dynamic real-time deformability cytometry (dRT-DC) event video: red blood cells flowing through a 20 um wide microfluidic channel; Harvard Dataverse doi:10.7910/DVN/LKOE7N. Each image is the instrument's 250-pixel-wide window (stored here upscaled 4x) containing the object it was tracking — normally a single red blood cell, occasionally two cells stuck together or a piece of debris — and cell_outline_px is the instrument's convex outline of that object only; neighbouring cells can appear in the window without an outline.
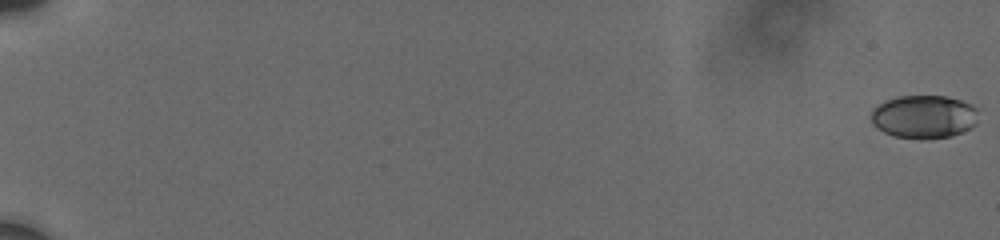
{"species": "human", "species_latin": "Homo sapiens", "temperature_condition": "cold", "stored_images_in_passage": 30, "camera_frame_rate_fps": 3000, "um_per_image_px": 0.085, "donor": {"sex": "male"}, "frame": {"image": 1, "passage_image": 1, "time_ms": 0.0, "image_size_px": [1000, 240], "cell_outline_px": [[980, 108], [976, 124], [972, 128], [952, 136], [928, 140], [920, 140], [892, 136], [876, 128], [872, 124], [872, 108], [896, 96], [948, 96], [972, 104]], "centroid_in_image_um": [78.58, 9.94], "position_along_channel_um": 6.4, "area_um2": 27.69}}
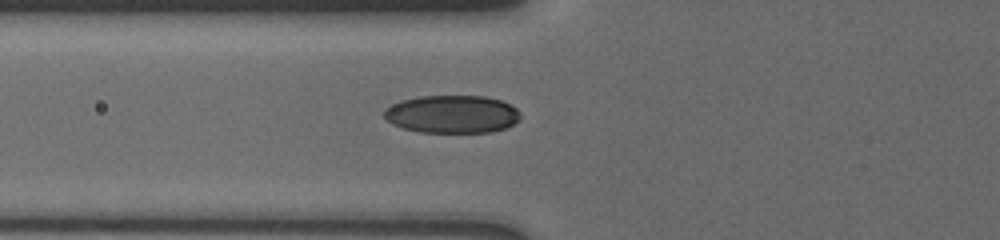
{"frame": {"image": 2, "passage_image": 26, "time_ms": 8.333, "image_size_px": [1000, 240], "cell_outline_px": [[520, 120], [504, 128], [492, 132], [420, 132], [404, 128], [392, 124], [384, 116], [384, 108], [400, 100], [420, 96], [484, 96], [500, 100], [516, 108], [520, 112]], "centroid_in_image_um": [38.41, 9.7], "position_along_channel_um": 87.4, "area_um2": 30.06}}
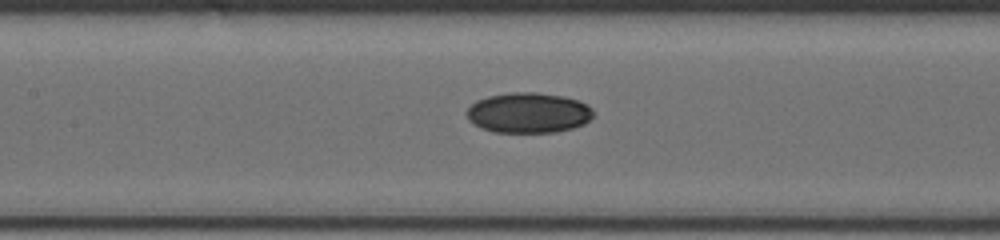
{"frame": {"image": 3, "passage_image": 30, "time_ms": 10.333, "image_size_px": [1000, 240], "cell_outline_px": [[592, 116], [584, 124], [572, 128], [556, 132], [492, 132], [480, 128], [468, 120], [464, 112], [476, 100], [488, 96], [512, 92], [536, 92], [564, 96], [588, 104], [592, 108]], "centroid_in_image_um": [44.88, 9.58], "position_along_channel_um": 162.5, "area_um2": 29.94}}